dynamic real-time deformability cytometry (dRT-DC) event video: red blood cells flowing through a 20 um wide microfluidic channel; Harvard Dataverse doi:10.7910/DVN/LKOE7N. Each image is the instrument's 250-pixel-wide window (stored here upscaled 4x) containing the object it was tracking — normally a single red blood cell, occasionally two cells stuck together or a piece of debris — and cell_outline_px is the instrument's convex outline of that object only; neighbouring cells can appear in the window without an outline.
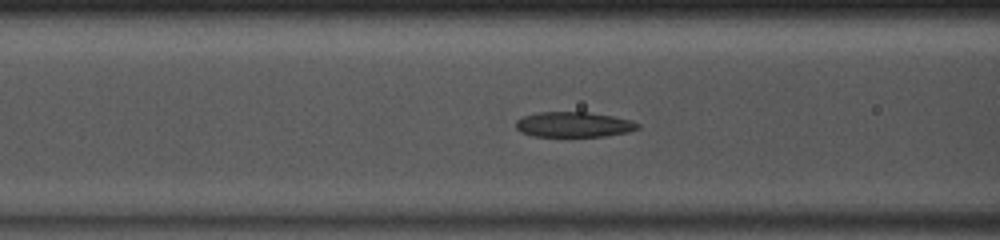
{"species": "common noctule bat (a hibernating species)", "species_latin": "Nyctalus noctula", "temperature_condition": "room temperature", "stored_images_in_passage": 14, "camera_frame_rate_fps": 3000, "um_per_image_px": 0.085, "animal": {"sex": "male", "body_mass_g": 13.0, "forearm_length_mm": 53.1}, "frame": {"image": 1, "passage_image": 8, "time_ms": 2.333, "image_size_px": [1000, 240], "cell_outline_px": [[640, 128], [628, 132], [604, 136], [532, 136], [520, 132], [516, 128], [516, 120], [524, 116], [536, 112], [588, 112], [612, 116], [632, 120], [640, 124]], "centroid_in_image_um": [48.77, 10.58], "position_along_channel_um": 117.8, "area_um2": 17.98}}
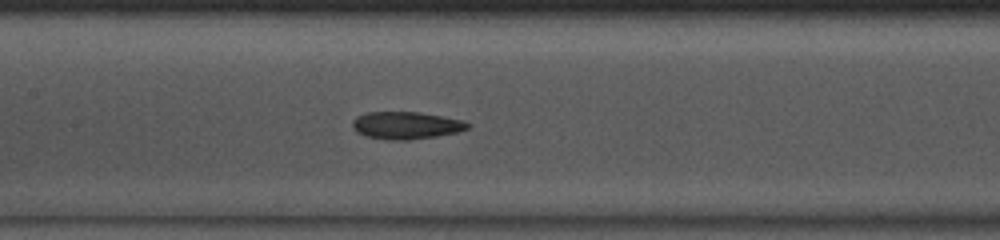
{"frame": {"image": 2, "passage_image": 12, "time_ms": 3.667, "image_size_px": [1000, 240], "cell_outline_px": [[472, 124], [468, 128], [456, 132], [436, 136], [408, 140], [384, 140], [364, 136], [356, 132], [352, 128], [352, 120], [356, 116], [368, 112], [416, 112], [464, 120]], "centroid_in_image_um": [34.47, 10.66], "position_along_channel_um": 172.9, "area_um2": 18.5}}